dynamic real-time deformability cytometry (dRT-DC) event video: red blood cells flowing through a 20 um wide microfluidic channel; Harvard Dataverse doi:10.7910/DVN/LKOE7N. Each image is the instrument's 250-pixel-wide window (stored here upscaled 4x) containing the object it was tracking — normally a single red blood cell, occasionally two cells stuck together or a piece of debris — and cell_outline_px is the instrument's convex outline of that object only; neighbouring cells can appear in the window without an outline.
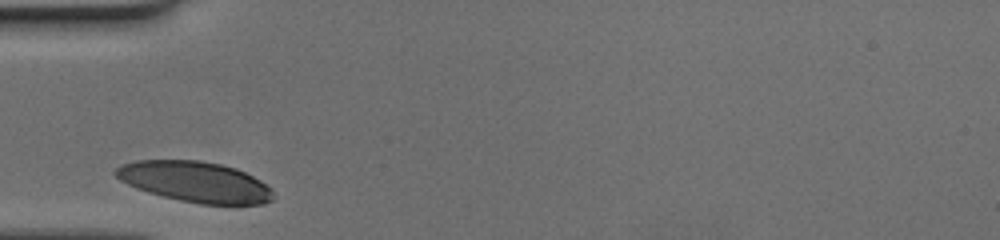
{"species": "human", "species_latin": "Homo sapiens", "temperature_condition": "cold", "stored_images_in_passage": 24, "camera_frame_rate_fps": 3000, "um_per_image_px": 0.085, "donor": {"sex": "female"}, "frame": {"image": 1, "passage_image": 1, "time_ms": 0.0, "image_size_px": [1000, 240], "cell_outline_px": [[272, 200], [260, 204], [200, 204], [180, 200], [148, 192], [136, 188], [120, 180], [112, 172], [120, 164], [136, 160], [200, 160], [220, 164], [236, 168], [260, 180], [272, 188]], "centroid_in_image_um": [16.56, 15.44], "position_along_channel_um": 68.4, "area_um2": 37.22}}
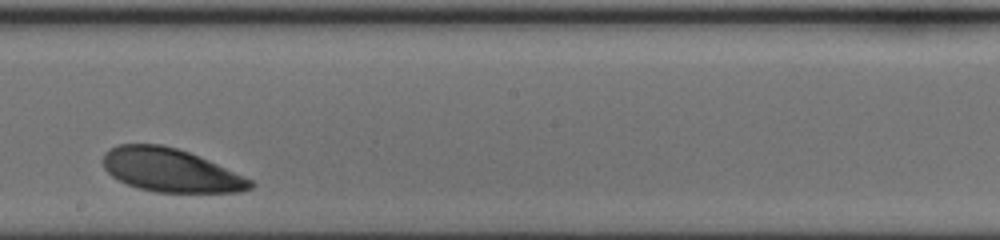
{"frame": {"image": 2, "passage_image": 14, "time_ms": 4.333, "image_size_px": [1000, 240], "cell_outline_px": [[256, 184], [252, 188], [240, 192], [156, 192], [140, 188], [128, 184], [112, 176], [104, 168], [104, 152], [116, 144], [160, 144], [176, 148], [188, 152], [208, 160], [252, 180]], "centroid_in_image_um": [14.49, 14.47], "position_along_channel_um": 233.7, "area_um2": 36.88}}
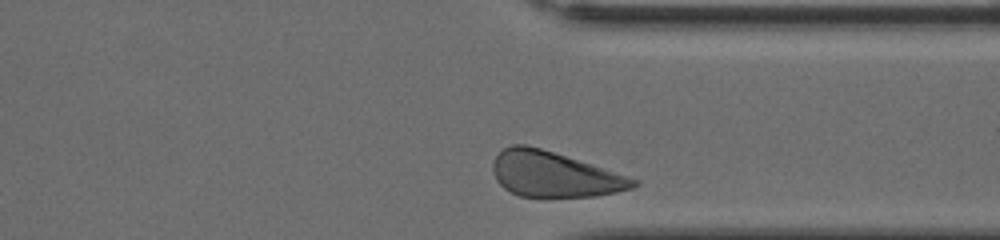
{"frame": {"image": 3, "passage_image": 24, "time_ms": 7.667, "image_size_px": [1000, 240], "cell_outline_px": [[640, 184], [632, 188], [616, 192], [596, 196], [520, 196], [504, 188], [496, 180], [492, 172], [492, 164], [496, 156], [504, 148], [512, 144], [524, 144], [540, 148], [640, 180]], "centroid_in_image_um": [47.09, 14.82], "position_along_channel_um": 364.3, "area_um2": 36.59}}